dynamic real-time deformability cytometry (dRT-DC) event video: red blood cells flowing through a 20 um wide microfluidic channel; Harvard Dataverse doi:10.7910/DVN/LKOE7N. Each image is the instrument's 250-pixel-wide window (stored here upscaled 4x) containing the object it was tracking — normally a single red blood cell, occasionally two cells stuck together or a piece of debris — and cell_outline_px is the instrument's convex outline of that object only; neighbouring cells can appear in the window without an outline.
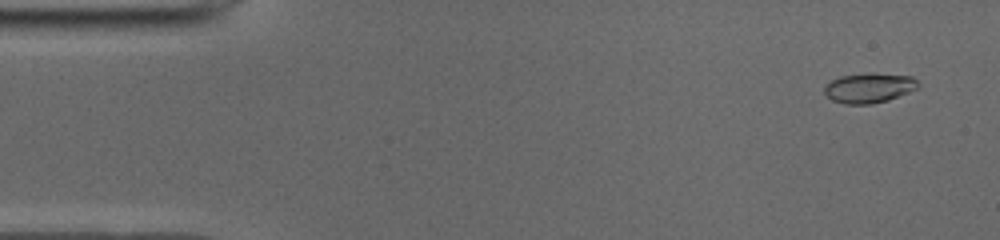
{"species": "common noctule bat (a hibernating species)", "species_latin": "Nyctalus noctula", "temperature_condition": "cold", "stored_images_in_passage": 51, "camera_frame_rate_fps": 3000, "um_per_image_px": 0.085, "animal": {"sex": "male", "body_mass_g": 19.0, "forearm_length_mm": 50.8}, "frame": {"image": 1, "passage_image": 3, "time_ms": 0.667, "image_size_px": [1000, 240], "cell_outline_px": [[920, 88], [888, 100], [868, 104], [844, 104], [832, 100], [824, 92], [824, 88], [832, 80], [840, 76], [912, 76], [920, 84]], "centroid_in_image_um": [73.88, 7.53], "position_along_channel_um": 11.1, "area_um2": 15.37}}
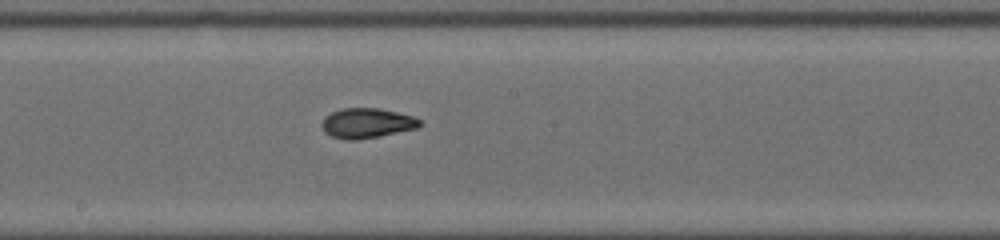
{"frame": {"image": 2, "passage_image": 27, "time_ms": 8.667, "image_size_px": [1000, 240], "cell_outline_px": [[420, 124], [416, 128], [380, 136], [356, 140], [348, 140], [332, 136], [324, 132], [320, 124], [324, 116], [332, 112], [344, 108], [380, 108], [412, 116], [420, 120]], "centroid_in_image_um": [31.13, 10.46], "position_along_channel_um": 217.1, "area_um2": 16.99}}
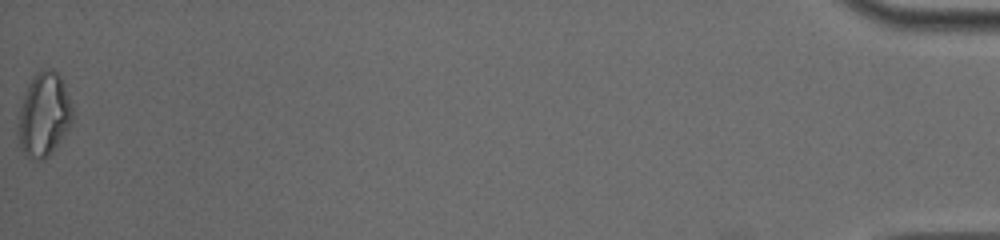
{"frame": {"image": 3, "passage_image": 51, "time_ms": 16.667, "image_size_px": [1000, 240], "cell_outline_px": [[72, 124], [52, 152], [48, 156], [40, 160], [32, 160], [20, 148], [16, 132], [20, 108], [24, 92], [28, 84], [36, 72], [44, 68], [52, 68], [60, 76], [64, 84], [72, 104]], "centroid_in_image_um": [3.72, 9.74], "position_along_channel_um": 431.5, "area_um2": 26.88}, "authors_computed_cell_mechanics": {"area_um2": 16.8198, "velocity_mm_per_s": 3.9603, "shape_relaxation_time_tau1_ms": 11.0898, "shape_relaxation_time_tau2_ms": 1.934, "deformation_change_tau1": 0.2557, "deformation_change_tau2": 0.0749}}